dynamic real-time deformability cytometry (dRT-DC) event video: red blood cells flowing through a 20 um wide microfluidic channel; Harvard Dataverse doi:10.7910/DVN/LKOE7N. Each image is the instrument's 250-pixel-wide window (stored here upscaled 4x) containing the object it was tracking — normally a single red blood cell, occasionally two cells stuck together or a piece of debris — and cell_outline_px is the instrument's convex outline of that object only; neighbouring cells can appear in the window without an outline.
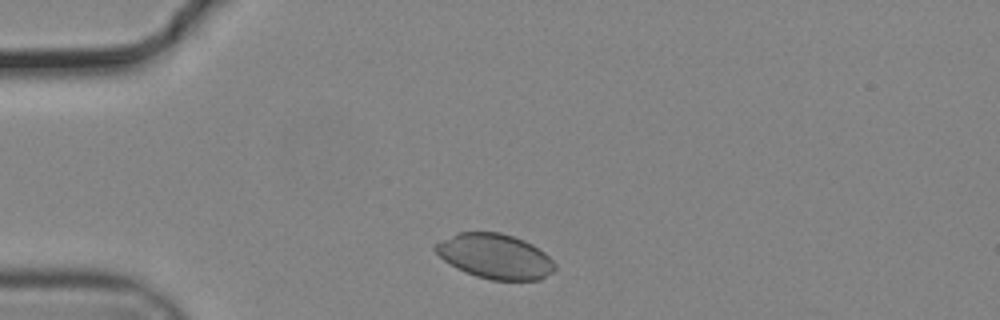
{"species": "common noctule bat (a hibernating species)", "species_latin": "Nyctalus noctula", "temperature_condition": "cold", "stored_images_in_passage": 7, "camera_frame_rate_fps": 3000, "um_per_image_px": 0.085, "animal": {"sex": "male", "body_mass_g": 19.2, "forearm_length_mm": 51.8}, "frame": {"image": 1, "passage_image": 3, "time_ms": 0.667, "image_size_px": [1000, 320], "cell_outline_px": [[556, 268], [552, 272], [540, 280], [492, 280], [476, 276], [464, 272], [456, 268], [444, 260], [432, 248], [432, 244], [440, 240], [460, 232], [500, 232], [524, 240], [532, 244], [544, 252], [556, 264]], "centroid_in_image_um": [42.06, 21.78], "position_along_channel_um": 42.9, "area_um2": 31.33}}